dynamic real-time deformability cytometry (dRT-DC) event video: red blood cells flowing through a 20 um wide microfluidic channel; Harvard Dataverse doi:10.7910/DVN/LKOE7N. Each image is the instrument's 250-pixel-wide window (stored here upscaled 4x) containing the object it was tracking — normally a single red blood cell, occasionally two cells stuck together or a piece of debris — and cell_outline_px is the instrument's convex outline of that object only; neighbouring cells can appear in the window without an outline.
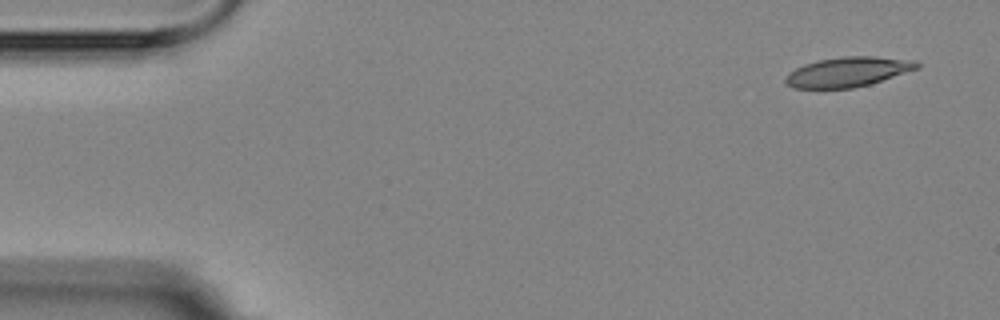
{"species": "Egyptian fruit bat (a non-hibernating species)", "species_latin": "Rousettus aegyptiacus", "temperature_condition": "room temperature", "stored_images_in_passage": 4, "camera_frame_rate_fps": 3000, "um_per_image_px": 0.085, "animal": {"sex": "female"}, "frame": {"image": 1, "passage_image": 1, "time_ms": 0.0, "image_size_px": [1000, 320], "cell_outline_px": [[920, 68], [868, 84], [852, 88], [792, 88], [784, 80], [784, 76], [788, 72], [804, 64], [820, 60], [844, 56], [872, 56], [916, 60], [920, 64]], "centroid_in_image_um": [72.06, 6.1], "position_along_channel_um": 12.9, "area_um2": 22.72}}
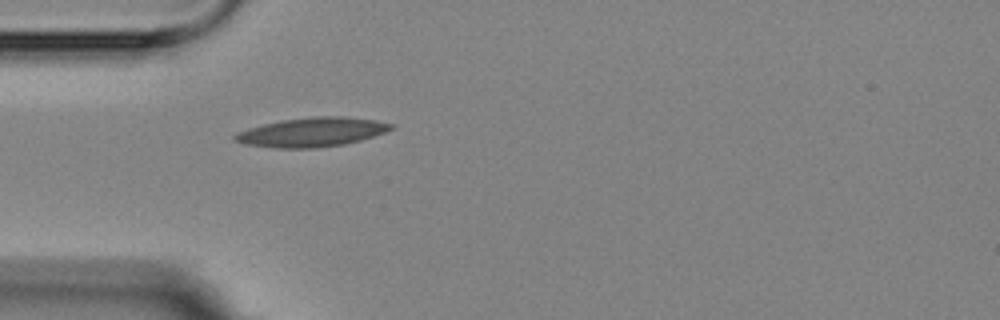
{"frame": {"image": 2, "passage_image": 4, "time_ms": 4.333, "image_size_px": [1000, 320], "cell_outline_px": [[396, 128], [360, 140], [344, 144], [316, 148], [276, 148], [244, 144], [232, 140], [232, 136], [236, 132], [248, 128], [264, 124], [284, 120], [312, 116], [344, 116], [376, 120], [396, 124]], "centroid_in_image_um": [26.51, 11.23], "position_along_channel_um": 58.5, "area_um2": 26.7}}